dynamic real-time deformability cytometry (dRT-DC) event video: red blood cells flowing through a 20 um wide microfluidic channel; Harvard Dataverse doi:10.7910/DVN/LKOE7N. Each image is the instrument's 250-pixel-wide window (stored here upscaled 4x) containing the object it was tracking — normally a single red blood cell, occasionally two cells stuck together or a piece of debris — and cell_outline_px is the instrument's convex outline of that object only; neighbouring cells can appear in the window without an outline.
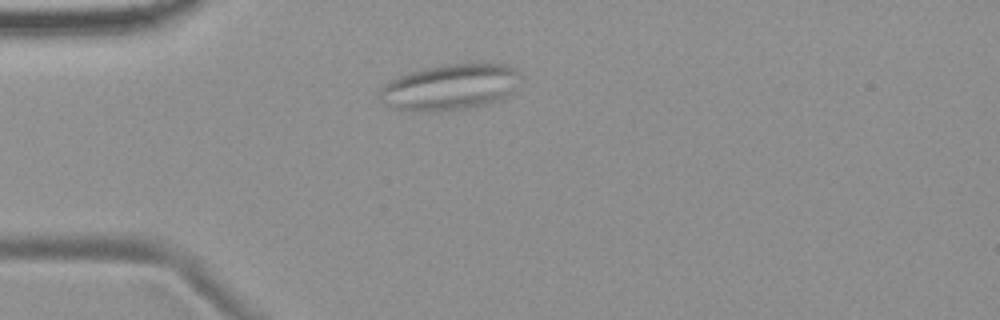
{"species": "common noctule bat (a hibernating species)", "species_latin": "Nyctalus noctula", "temperature_condition": "room temperature", "stored_images_in_passage": 3, "camera_frame_rate_fps": 3000, "um_per_image_px": 0.085, "animal": {"sex": "female", "body_mass_g": 19.9}, "frame": {"image": 1, "passage_image": 1, "time_ms": 0.0, "image_size_px": [1000, 320], "cell_outline_px": [[520, 72], [508, 92], [500, 100], [492, 104], [464, 108], [432, 112], [392, 108], [384, 104], [376, 96], [380, 88], [388, 80], [412, 72], [428, 68], [448, 64], [504, 64], [516, 68]], "centroid_in_image_um": [38.16, 7.42], "position_along_channel_um": 46.8, "area_um2": 37.17}}
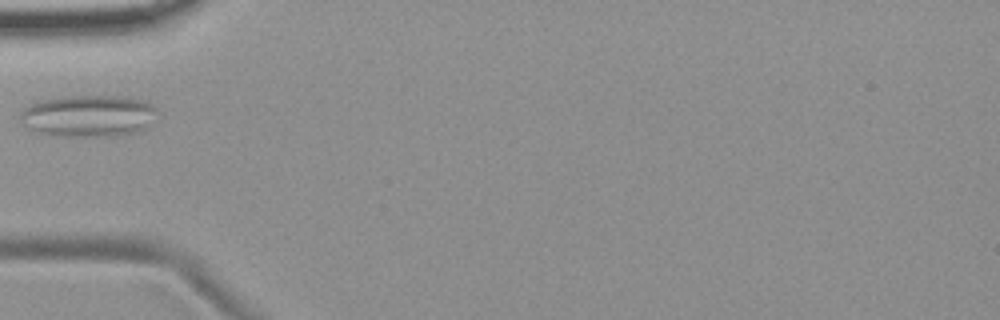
{"frame": {"image": 2, "passage_image": 2, "time_ms": 1.333, "image_size_px": [1000, 320], "cell_outline_px": [[160, 112], [152, 128], [140, 132], [120, 136], [52, 136], [28, 128], [20, 124], [20, 112], [24, 108], [32, 104], [44, 100], [64, 96], [120, 96], [144, 100], [152, 104]], "centroid_in_image_um": [7.63, 9.87], "position_along_channel_um": 77.4, "area_um2": 34.28}}